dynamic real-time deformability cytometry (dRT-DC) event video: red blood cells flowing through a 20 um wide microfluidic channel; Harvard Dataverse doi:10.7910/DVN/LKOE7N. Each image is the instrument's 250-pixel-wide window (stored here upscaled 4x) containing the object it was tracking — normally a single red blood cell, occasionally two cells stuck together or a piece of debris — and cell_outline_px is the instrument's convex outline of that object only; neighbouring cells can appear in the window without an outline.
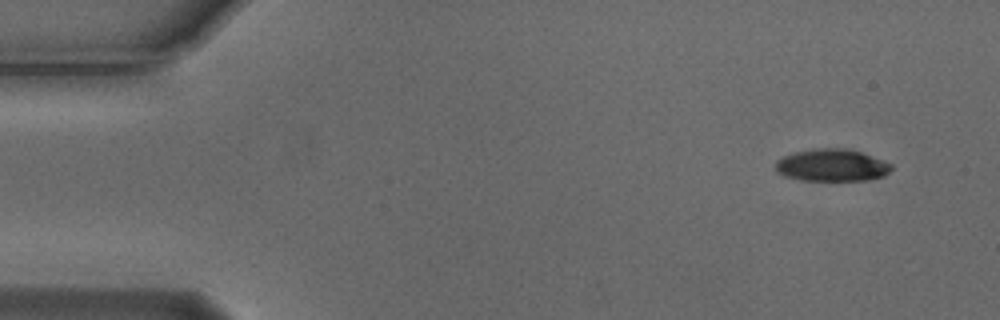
{"species": "Egyptian fruit bat (a non-hibernating species)", "species_latin": "Rousettus aegyptiacus", "temperature_condition": "cold", "stored_images_in_passage": 5, "segment_of_instrument_passage": [1, 2], "camera_frame_rate_fps": 3000, "um_per_image_px": 0.085, "animal": {"sex": "male"}, "frame": {"image": 1, "passage_image": 1, "time_ms": 0.0, "image_size_px": [1000, 320], "cell_outline_px": [[892, 168], [884, 176], [868, 180], [800, 180], [784, 176], [776, 172], [776, 160], [792, 152], [812, 148], [848, 148], [884, 160], [892, 164]], "centroid_in_image_um": [70.69, 14.03], "position_along_channel_um": 14.3, "area_um2": 21.96}}
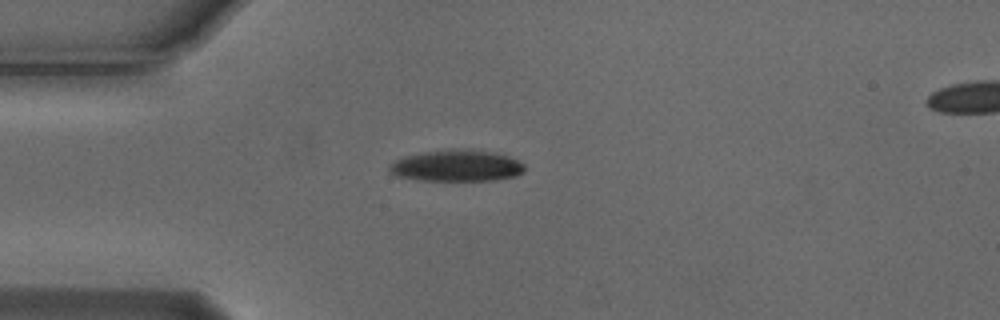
{"frame": {"image": 2, "passage_image": 4, "time_ms": 1.0, "image_size_px": [1000, 320], "cell_outline_px": [[524, 172], [516, 176], [496, 180], [420, 180], [396, 176], [388, 172], [388, 164], [404, 156], [424, 152], [452, 148], [464, 148], [496, 152], [508, 156], [524, 164]], "centroid_in_image_um": [38.8, 14.07], "position_along_channel_um": 46.2, "area_um2": 25.09}}